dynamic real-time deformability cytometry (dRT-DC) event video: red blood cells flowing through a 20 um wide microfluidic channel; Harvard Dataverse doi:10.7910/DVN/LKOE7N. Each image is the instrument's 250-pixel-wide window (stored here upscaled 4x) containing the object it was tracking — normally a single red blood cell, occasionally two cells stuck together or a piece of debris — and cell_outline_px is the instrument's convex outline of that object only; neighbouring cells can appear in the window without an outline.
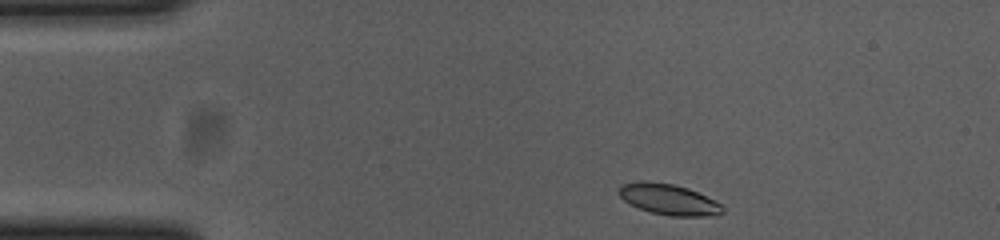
{"species": "common noctule bat (a hibernating species)", "species_latin": "Nyctalus noctula", "temperature_condition": "cold", "stored_images_in_passage": 44, "camera_frame_rate_fps": 3000, "um_per_image_px": 0.085, "animal": {"sex": "female", "body_mass_g": 23.0, "forearm_length_mm": 53.4}, "frame": {"image": 1, "passage_image": 1, "time_ms": 0.0, "image_size_px": [1000, 240], "cell_outline_px": [[724, 212], [716, 216], [672, 216], [652, 212], [640, 208], [624, 200], [616, 192], [616, 188], [624, 184], [672, 184], [688, 188], [716, 200], [724, 208]], "centroid_in_image_um": [56.93, 17.0], "position_along_channel_um": 28.1, "area_um2": 17.98}}
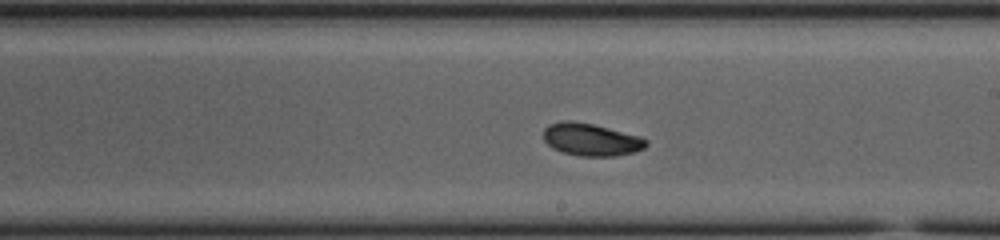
{"frame": {"image": 2, "passage_image": 23, "time_ms": 7.333, "image_size_px": [1000, 240], "cell_outline_px": [[648, 144], [644, 148], [636, 152], [612, 156], [580, 156], [560, 152], [552, 148], [544, 140], [544, 128], [548, 124], [568, 120], [572, 120], [592, 124], [640, 136], [648, 140]], "centroid_in_image_um": [50.24, 11.87], "position_along_channel_um": 238.8, "area_um2": 19.48}}
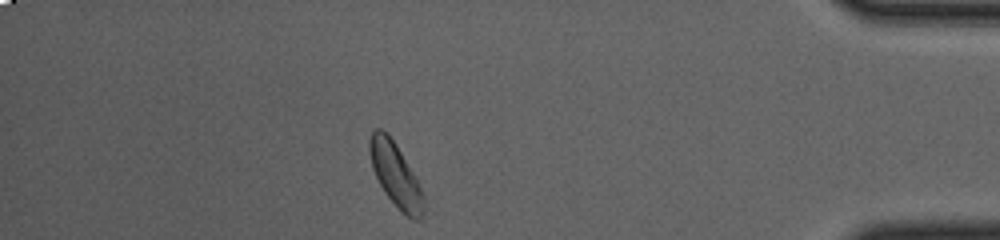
{"frame": {"image": 3, "passage_image": 40, "time_ms": 13.0, "image_size_px": [1000, 240], "cell_outline_px": [[424, 212], [420, 220], [412, 220], [400, 212], [384, 192], [372, 168], [368, 152], [368, 140], [372, 132], [376, 128], [380, 128], [388, 132], [396, 144], [412, 172], [424, 196]], "centroid_in_image_um": [33.6, 14.87], "position_along_channel_um": 401.6, "area_um2": 20.17}, "authors_computed_cell_mechanics": {"area_um2": 19.1896, "velocity_mm_per_s": 3.658, "shape_relaxation_time_tau1_ms": 8.3181, "shape_relaxation_time_tau2_ms": null, "deformation_change_tau1": 0.1989, "deformation_change_tau2": null}}